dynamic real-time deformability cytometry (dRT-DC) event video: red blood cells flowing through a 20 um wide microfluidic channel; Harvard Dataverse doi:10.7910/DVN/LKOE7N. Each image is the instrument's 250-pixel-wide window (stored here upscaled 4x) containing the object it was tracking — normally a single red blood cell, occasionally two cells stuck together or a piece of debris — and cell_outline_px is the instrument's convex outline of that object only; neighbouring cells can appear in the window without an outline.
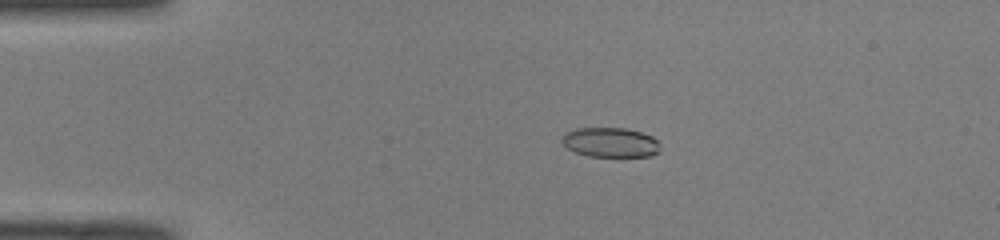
{"species": "common noctule bat (a hibernating species)", "species_latin": "Nyctalus noctula", "temperature_condition": "room temperature", "stored_images_in_passage": 50, "camera_frame_rate_fps": 3000, "um_per_image_px": 0.085, "animal": {"sex": "male", "body_mass_g": 19.0, "forearm_length_mm": 50.8}, "frame": {"image": 1, "passage_image": 11, "time_ms": 3.333, "image_size_px": [1000, 240], "cell_outline_px": [[660, 152], [652, 156], [588, 156], [576, 152], [568, 148], [560, 140], [564, 132], [576, 128], [624, 128], [640, 132], [652, 136], [656, 140]], "centroid_in_image_um": [51.86, 12.1], "position_along_channel_um": 33.1, "area_um2": 16.94}}
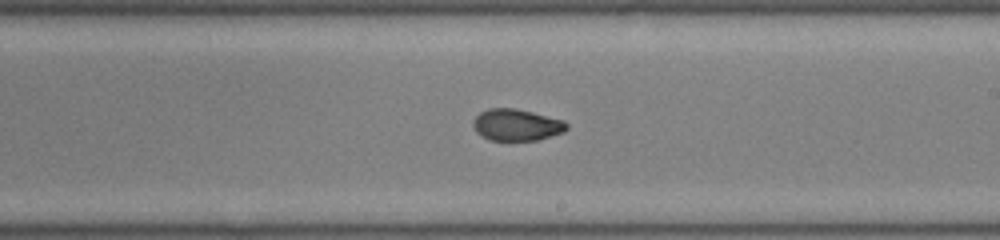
{"frame": {"image": 2, "passage_image": 30, "time_ms": 9.667, "image_size_px": [1000, 240], "cell_outline_px": [[568, 128], [564, 132], [536, 140], [488, 140], [476, 132], [472, 124], [472, 120], [480, 112], [488, 108], [516, 108], [564, 120], [568, 124]], "centroid_in_image_um": [43.89, 10.61], "position_along_channel_um": 245.1, "area_um2": 17.34}}
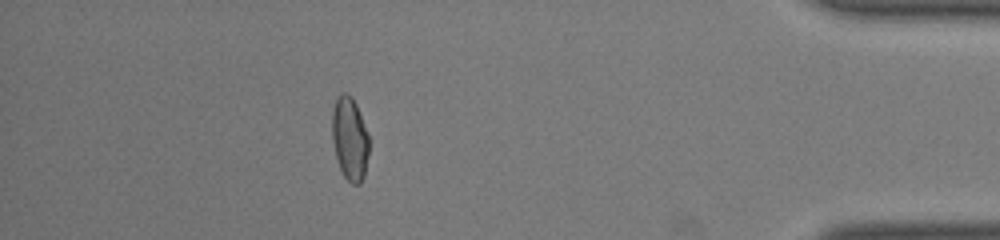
{"frame": {"image": 3, "passage_image": 45, "time_ms": 14.667, "image_size_px": [1000, 240], "cell_outline_px": [[368, 156], [364, 176], [360, 184], [352, 184], [344, 176], [340, 168], [336, 156], [332, 140], [332, 108], [336, 96], [340, 92], [348, 92], [352, 96], [356, 104], [368, 132]], "centroid_in_image_um": [29.72, 11.73], "position_along_channel_um": 405.5, "area_um2": 18.15}, "authors_computed_cell_mechanics": {"area_um2": 17.7735, "velocity_mm_per_s": 4.1025, "shape_relaxation_time_tau1_ms": 8.7397, "shape_relaxation_time_tau2_ms": 1.7732, "deformation_change_tau1": 0.2122, "deformation_change_tau2": 0.052}}